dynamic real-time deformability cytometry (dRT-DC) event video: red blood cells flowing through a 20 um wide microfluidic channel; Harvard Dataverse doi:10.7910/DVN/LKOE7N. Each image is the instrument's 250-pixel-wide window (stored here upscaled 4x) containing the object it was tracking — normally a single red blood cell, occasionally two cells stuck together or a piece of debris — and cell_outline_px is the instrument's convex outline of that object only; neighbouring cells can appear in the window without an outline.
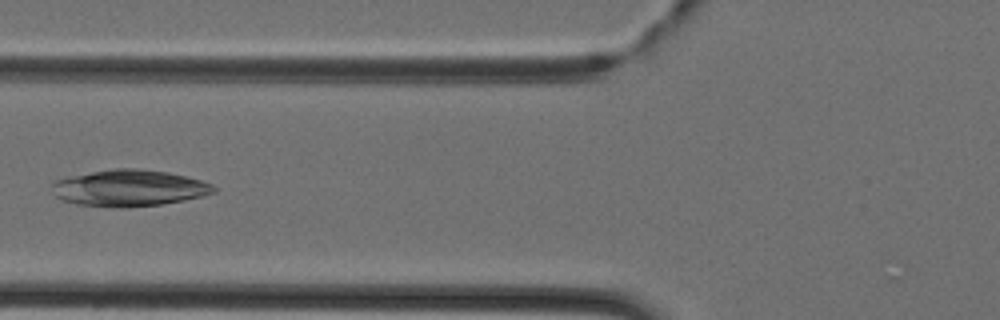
{"species": "Egyptian fruit bat (a non-hibernating species)", "species_latin": "Rousettus aegyptiacus", "temperature_condition": "cold", "stored_images_in_passage": 39, "camera_frame_rate_fps": 3000, "um_per_image_px": 0.085, "animal": {"sex": "female"}, "frame": {"image": 1, "passage_image": 12, "time_ms": 3.667, "image_size_px": [1000, 320], "cell_outline_px": [[216, 192], [204, 196], [184, 200], [160, 204], [128, 208], [112, 208], [80, 204], [64, 200], [56, 196], [52, 184], [56, 180], [68, 176], [112, 168], [136, 168], [168, 172], [200, 180], [212, 184], [216, 188]], "centroid_in_image_um": [11.0, 15.98], "position_along_channel_um": 114.8, "area_um2": 34.39}}
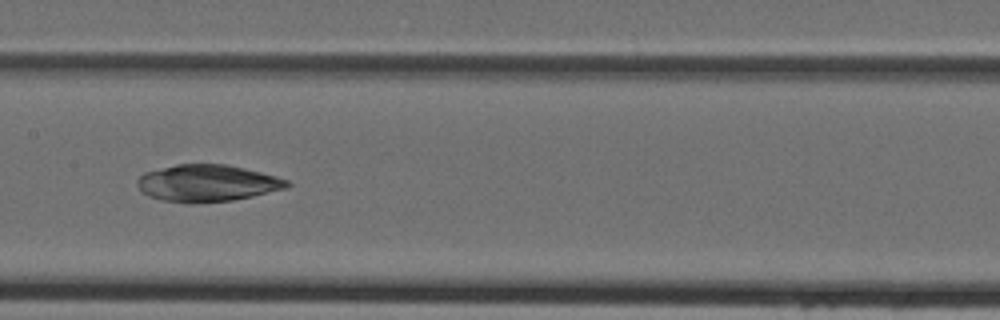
{"frame": {"image": 2, "passage_image": 17, "time_ms": 5.333, "image_size_px": [1000, 320], "cell_outline_px": [[292, 184], [288, 188], [252, 196], [232, 200], [192, 204], [160, 200], [148, 196], [136, 184], [136, 180], [144, 172], [176, 164], [224, 164], [244, 168], [276, 176], [288, 180]], "centroid_in_image_um": [17.61, 15.57], "position_along_channel_um": 189.8, "area_um2": 32.31}}
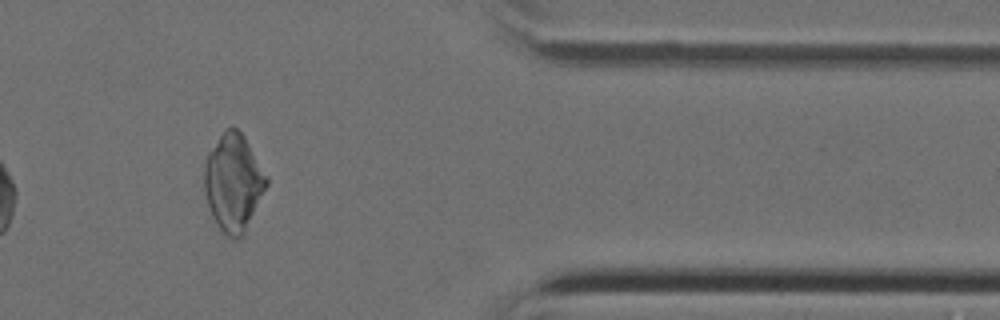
{"frame": {"image": 3, "passage_image": 32, "time_ms": 10.333, "image_size_px": [1000, 320], "cell_outline_px": [[268, 184], [244, 232], [236, 240], [232, 240], [224, 236], [216, 224], [212, 216], [208, 204], [204, 188], [204, 164], [208, 152], [224, 128], [236, 128], [244, 136], [268, 180]], "centroid_in_image_um": [19.8, 15.53], "position_along_channel_um": 391.6, "area_um2": 34.91}}